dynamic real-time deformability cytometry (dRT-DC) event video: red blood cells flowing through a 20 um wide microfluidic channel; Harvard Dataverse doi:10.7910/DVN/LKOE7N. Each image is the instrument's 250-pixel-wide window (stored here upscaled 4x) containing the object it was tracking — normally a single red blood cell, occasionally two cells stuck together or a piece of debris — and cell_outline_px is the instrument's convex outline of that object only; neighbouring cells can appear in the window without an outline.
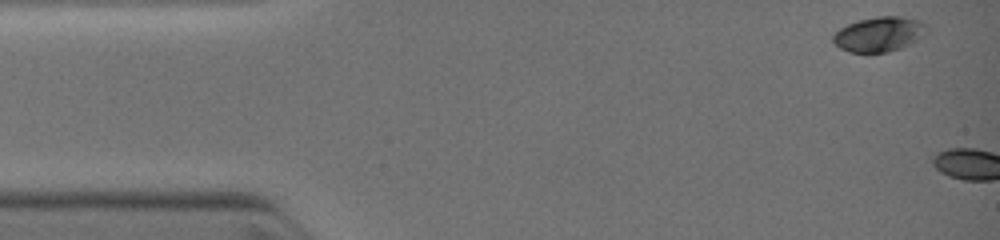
{"species": "common noctule bat (a hibernating species)", "species_latin": "Nyctalus noctula", "temperature_condition": "warm", "stored_images_in_passage": 2, "camera_frame_rate_fps": 3000, "um_per_image_px": 0.085, "animal": {"sex": "female", "body_mass_g": 19.0, "forearm_length_mm": 51.5}, "frame": {"image": 1, "passage_image": 1, "time_ms": 0.0, "image_size_px": [1000, 240], "cell_outline_px": [[928, 32], [916, 40], [900, 48], [888, 52], [848, 52], [840, 48], [832, 40], [832, 36], [840, 28], [848, 24], [860, 20], [876, 16], [900, 16], [920, 20], [928, 24]], "centroid_in_image_um": [74.76, 2.89], "position_along_channel_um": 10.2, "area_um2": 19.02}}